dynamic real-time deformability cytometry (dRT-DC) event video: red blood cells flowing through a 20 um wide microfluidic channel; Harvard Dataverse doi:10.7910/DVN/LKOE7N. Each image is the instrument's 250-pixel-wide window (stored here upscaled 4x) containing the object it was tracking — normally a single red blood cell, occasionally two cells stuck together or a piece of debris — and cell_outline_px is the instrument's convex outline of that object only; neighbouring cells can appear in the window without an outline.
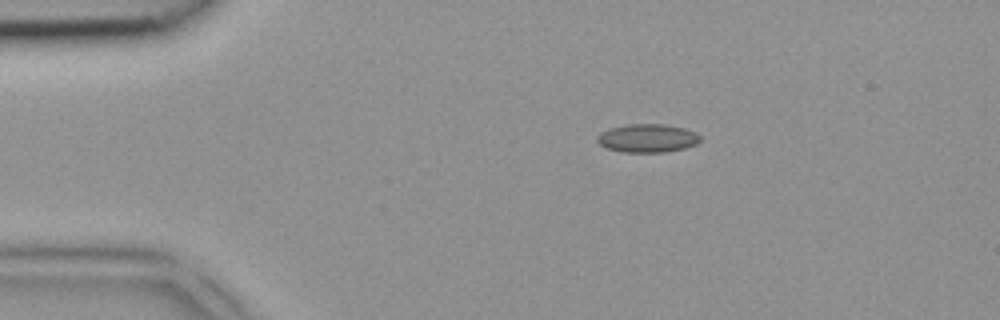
{"species": "common noctule bat (a hibernating species)", "species_latin": "Nyctalus noctula", "temperature_condition": "room temperature", "stored_images_in_passage": 2, "camera_frame_rate_fps": 3000, "um_per_image_px": 0.085, "animal": {"sex": "female", "body_mass_g": 18.4}, "frame": {"image": 1, "passage_image": 1, "time_ms": 0.0, "image_size_px": [1000, 320], "cell_outline_px": [[700, 140], [696, 144], [684, 148], [664, 152], [624, 152], [604, 148], [596, 140], [596, 136], [600, 132], [612, 128], [628, 124], [664, 124], [684, 128], [696, 132], [700, 136]], "centroid_in_image_um": [55.01, 11.75], "position_along_channel_um": 30.0, "area_um2": 17.05}}